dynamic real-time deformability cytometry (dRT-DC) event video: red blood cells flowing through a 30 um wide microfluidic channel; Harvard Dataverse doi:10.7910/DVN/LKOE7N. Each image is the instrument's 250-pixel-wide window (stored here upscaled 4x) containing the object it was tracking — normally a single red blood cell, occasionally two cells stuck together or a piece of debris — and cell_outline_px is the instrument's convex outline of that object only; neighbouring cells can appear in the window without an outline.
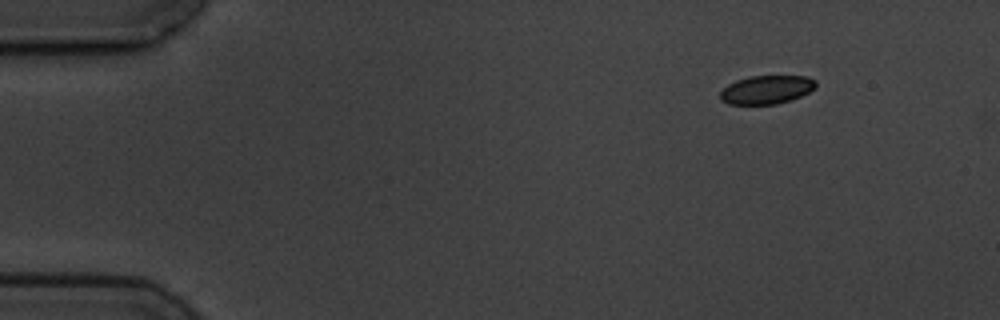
{"species": "common noctule bat (a hibernating species)", "species_latin": "Nyctalus noctula", "temperature_condition": "cold", "stored_images_in_passage": 4, "camera_frame_rate_fps": 3000, "um_per_image_px": 0.085, "animal": {"sex": "male", "body_mass_g": 19.5, "forearm_length_mm": 54.6}, "frame": {"image": 1, "passage_image": 1, "time_ms": 0.0, "image_size_px": [1000, 320], "cell_outline_px": [[816, 88], [792, 100], [776, 104], [728, 104], [720, 100], [720, 92], [728, 84], [736, 80], [748, 76], [808, 76], [816, 80]], "centroid_in_image_um": [65.16, 7.62], "position_along_channel_um": 19.8, "area_um2": 16.01}}